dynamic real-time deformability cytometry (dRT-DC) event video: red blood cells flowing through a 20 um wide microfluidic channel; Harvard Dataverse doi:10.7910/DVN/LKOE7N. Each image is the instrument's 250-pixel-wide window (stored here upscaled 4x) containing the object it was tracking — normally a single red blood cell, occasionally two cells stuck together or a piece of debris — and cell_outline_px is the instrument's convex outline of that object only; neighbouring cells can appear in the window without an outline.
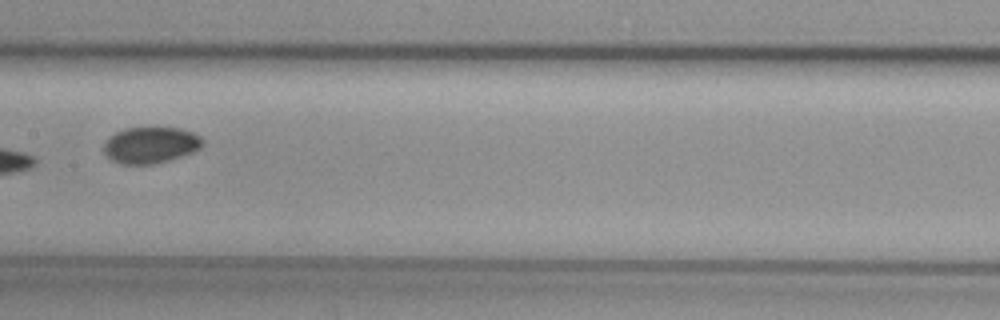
{"species": "common noctule bat (a hibernating species)", "species_latin": "Nyctalus noctula", "temperature_condition": "cold", "stored_images_in_passage": 9, "camera_frame_rate_fps": 3000, "um_per_image_px": 0.085, "animal": {"sex": "female", "body_mass_g": 29.2, "forearm_length_mm": 56.3}, "frame": {"image": 1, "passage_image": 7, "time_ms": 7.333, "image_size_px": [1000, 320], "cell_outline_px": [[204, 144], [200, 148], [192, 152], [156, 164], [120, 164], [112, 160], [104, 152], [104, 144], [116, 132], [124, 128], [180, 128], [192, 132], [200, 136], [204, 140]], "centroid_in_image_um": [12.82, 12.33], "position_along_channel_um": 194.6, "area_um2": 20.75}}
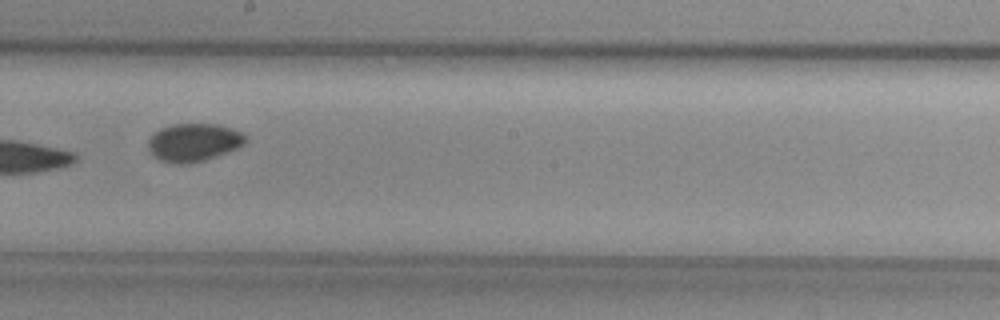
{"frame": {"image": 2, "passage_image": 8, "time_ms": 8.333, "image_size_px": [1000, 320], "cell_outline_px": [[248, 140], [244, 144], [236, 148], [216, 156], [204, 160], [188, 164], [176, 164], [160, 160], [148, 148], [148, 140], [160, 128], [172, 124], [216, 124], [232, 128], [244, 132], [248, 136]], "centroid_in_image_um": [16.51, 12.09], "position_along_channel_um": 231.7, "area_um2": 21.56}}